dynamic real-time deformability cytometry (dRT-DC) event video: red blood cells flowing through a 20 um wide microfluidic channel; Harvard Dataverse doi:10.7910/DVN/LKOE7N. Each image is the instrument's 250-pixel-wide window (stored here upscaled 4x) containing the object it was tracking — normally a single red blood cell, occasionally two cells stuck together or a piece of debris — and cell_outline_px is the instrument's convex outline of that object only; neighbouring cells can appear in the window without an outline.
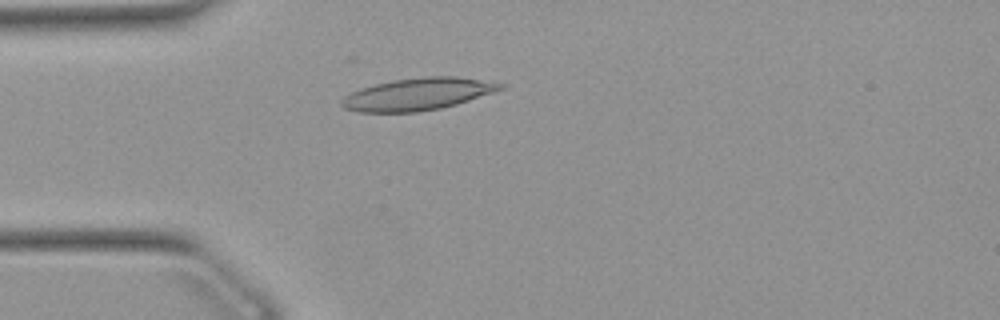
{"species": "Egyptian fruit bat (a non-hibernating species)", "species_latin": "Rousettus aegyptiacus", "temperature_condition": "warm", "stored_images_in_passage": 2, "camera_frame_rate_fps": 3000, "um_per_image_px": 0.085, "animal": {"sex": "female"}, "frame": {"image": 1, "passage_image": 2, "time_ms": 0.333, "image_size_px": [1000, 320], "cell_outline_px": [[504, 88], [456, 104], [440, 108], [416, 112], [356, 112], [344, 108], [340, 104], [340, 100], [344, 96], [360, 88], [392, 80], [424, 76], [456, 76], [504, 84]], "centroid_in_image_um": [35.44, 8.0], "position_along_channel_um": 49.6, "area_um2": 29.54}}